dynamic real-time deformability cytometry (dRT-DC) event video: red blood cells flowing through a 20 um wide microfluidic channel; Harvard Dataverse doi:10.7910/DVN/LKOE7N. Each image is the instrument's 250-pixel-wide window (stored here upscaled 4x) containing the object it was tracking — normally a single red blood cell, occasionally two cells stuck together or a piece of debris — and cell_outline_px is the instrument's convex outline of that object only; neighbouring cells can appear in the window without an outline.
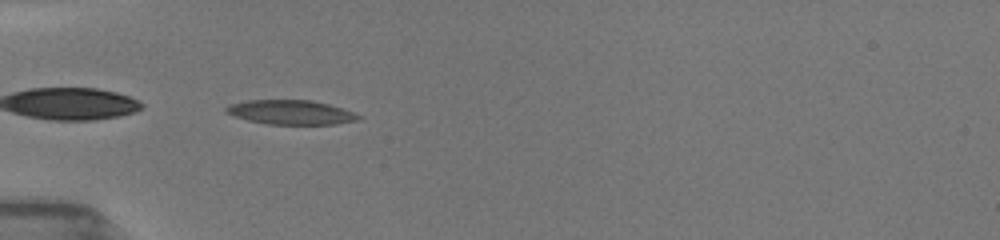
{"species": "common noctule bat (a hibernating species)", "species_latin": "Nyctalus noctula", "temperature_condition": "room temperature", "stored_images_in_passage": 46, "camera_frame_rate_fps": 3000, "um_per_image_px": 0.085, "animal": {"sex": "female", "body_mass_g": 19.5, "forearm_length_mm": 54.1}, "frame": {"image": 1, "passage_image": 2, "time_ms": 0.333, "image_size_px": [1000, 240], "cell_outline_px": [[364, 116], [356, 120], [336, 124], [268, 124], [248, 120], [224, 112], [224, 108], [228, 104], [248, 100], [312, 100], [328, 104]], "centroid_in_image_um": [24.69, 9.54], "position_along_channel_um": 60.3, "area_um2": 18.67}}
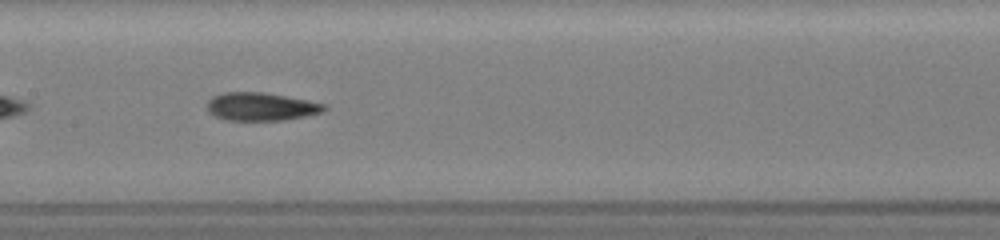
{"frame": {"image": 2, "passage_image": 17, "time_ms": 3.667, "image_size_px": [1000, 240], "cell_outline_px": [[328, 108], [320, 112], [304, 116], [284, 120], [228, 120], [216, 116], [208, 112], [208, 100], [212, 96], [224, 92], [264, 92], [324, 104]], "centroid_in_image_um": [22.14, 9.06], "position_along_channel_um": 185.3, "area_um2": 18.84}}
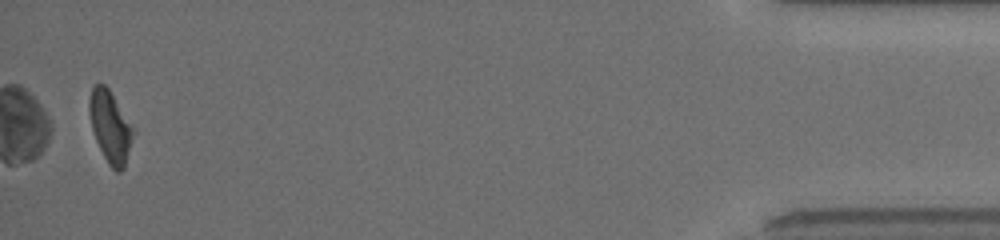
{"frame": {"image": 3, "passage_image": 46, "time_ms": 11.667, "image_size_px": [1000, 240], "cell_outline_px": [[136, 132], [124, 168], [120, 172], [116, 172], [108, 164], [92, 132], [88, 112], [88, 100], [92, 84], [104, 84], [108, 88], [132, 124]], "centroid_in_image_um": [9.37, 10.77], "position_along_channel_um": 425.8, "area_um2": 18.73}, "authors_computed_cell_mechanics": {"area_um2": 18.9873, "velocity_mm_per_s": 3.9596, "shape_relaxation_time_tau1_ms": 3.4993, "shape_relaxation_time_tau2_ms": 2.848, "deformation_change_tau1": 0.1406, "deformation_change_tau2": 0.1166}}